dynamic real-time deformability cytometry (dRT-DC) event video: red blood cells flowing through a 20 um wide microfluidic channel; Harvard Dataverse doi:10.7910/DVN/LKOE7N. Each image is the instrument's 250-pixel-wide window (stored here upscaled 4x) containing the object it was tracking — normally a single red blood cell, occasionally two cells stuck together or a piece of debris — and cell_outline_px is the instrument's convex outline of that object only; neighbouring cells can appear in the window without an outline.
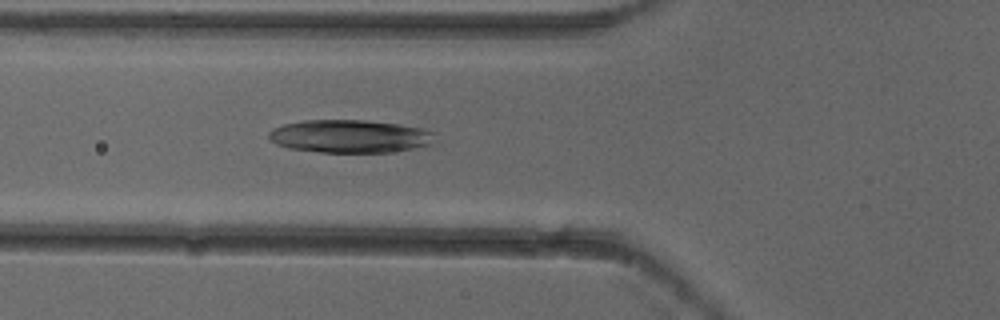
{"species": "common noctule bat (a hibernating species)", "species_latin": "Nyctalus noctula", "temperature_condition": "cold", "stored_images_in_passage": 6, "camera_frame_rate_fps": 3000, "um_per_image_px": 0.085, "animal": {"sex": "female"}, "frame": {"image": 1, "passage_image": 6, "time_ms": 1.667, "image_size_px": [1000, 320], "cell_outline_px": [[436, 132], [432, 144], [412, 148], [388, 152], [320, 152], [288, 148], [276, 144], [268, 136], [268, 132], [272, 128], [284, 124], [304, 120], [364, 120], [400, 124], [420, 128]], "centroid_in_image_um": [29.72, 11.57], "position_along_channel_um": 96.1, "area_um2": 31.91}}